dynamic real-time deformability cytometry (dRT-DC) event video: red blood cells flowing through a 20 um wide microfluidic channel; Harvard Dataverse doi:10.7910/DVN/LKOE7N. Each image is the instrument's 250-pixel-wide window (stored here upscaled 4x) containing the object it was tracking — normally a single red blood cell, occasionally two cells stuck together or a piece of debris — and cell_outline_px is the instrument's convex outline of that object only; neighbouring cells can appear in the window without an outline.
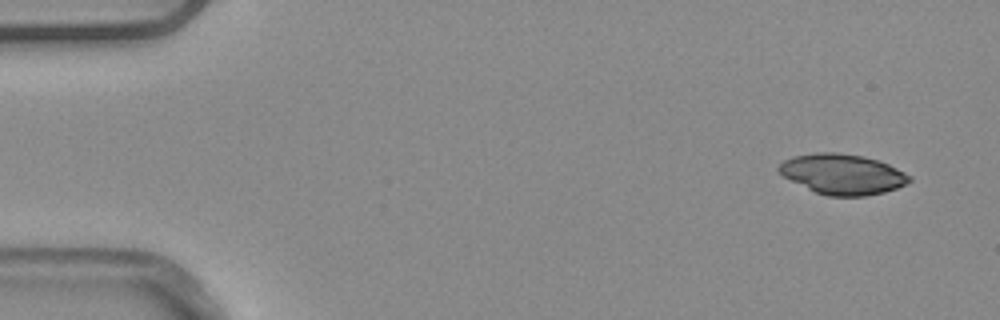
{"species": "common noctule bat (a hibernating species)", "species_latin": "Nyctalus noctula", "temperature_condition": "warm", "stored_images_in_passage": 4, "camera_frame_rate_fps": 3000, "um_per_image_px": 0.085, "animal": {"sex": "male", "body_mass_g": 20.4}, "frame": {"image": 1, "passage_image": 1, "time_ms": 0.0, "image_size_px": [1000, 320], "cell_outline_px": [[912, 180], [896, 188], [884, 192], [864, 196], [828, 196], [816, 192], [784, 176], [776, 168], [784, 160], [792, 156], [816, 152], [836, 152], [864, 156], [888, 164], [912, 176]], "centroid_in_image_um": [71.62, 14.79], "position_along_channel_um": 13.4, "area_um2": 30.4}}